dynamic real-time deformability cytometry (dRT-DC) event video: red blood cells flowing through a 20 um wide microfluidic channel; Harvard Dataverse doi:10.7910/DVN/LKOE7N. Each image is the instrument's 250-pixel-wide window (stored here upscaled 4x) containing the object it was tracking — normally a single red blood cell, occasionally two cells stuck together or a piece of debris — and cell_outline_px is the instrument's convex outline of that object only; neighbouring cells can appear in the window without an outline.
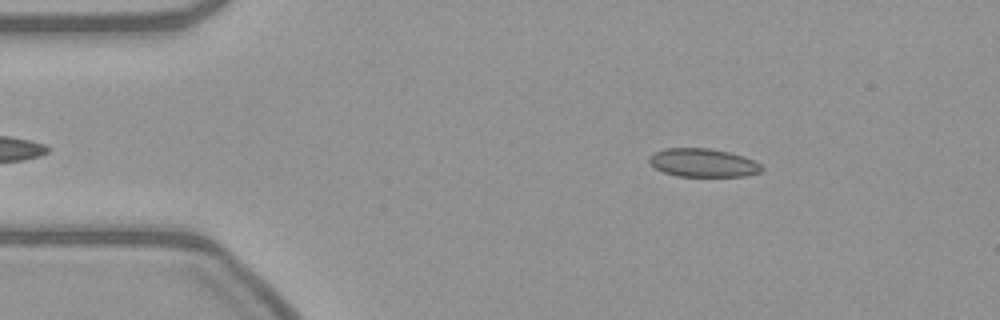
{"species": "common noctule bat (a hibernating species)", "species_latin": "Nyctalus noctula", "temperature_condition": "warm", "stored_images_in_passage": 43, "camera_frame_rate_fps": 3000, "um_per_image_px": 0.085, "animal": {"sex": "female", "body_mass_g": 21.9}, "frame": {"image": 1, "passage_image": 5, "time_ms": 1.333, "image_size_px": [1000, 320], "cell_outline_px": [[764, 168], [760, 172], [744, 176], [676, 176], [664, 172], [656, 168], [648, 160], [648, 156], [664, 148], [708, 148], [728, 152], [744, 156], [756, 160]], "centroid_in_image_um": [59.78, 13.83], "position_along_channel_um": 25.2, "area_um2": 18.61}}
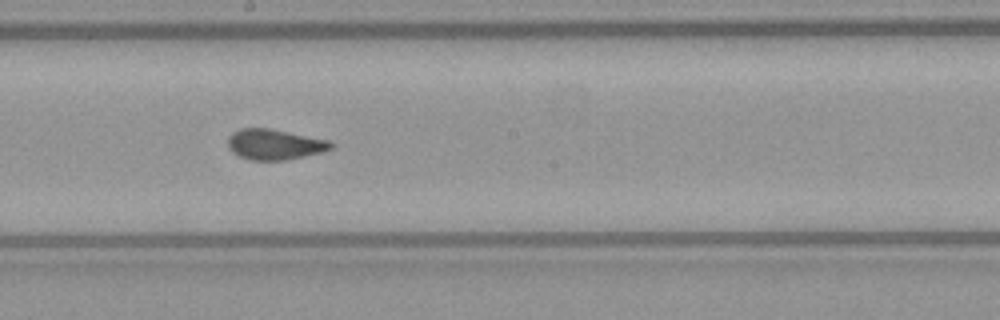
{"frame": {"image": 2, "passage_image": 26, "time_ms": 8.333, "image_size_px": [1000, 320], "cell_outline_px": [[336, 144], [332, 148], [324, 152], [288, 160], [252, 160], [240, 156], [232, 152], [228, 148], [228, 136], [232, 132], [240, 128], [268, 128], [328, 140]], "centroid_in_image_um": [23.35, 12.28], "position_along_channel_um": 224.9, "area_um2": 18.44}}
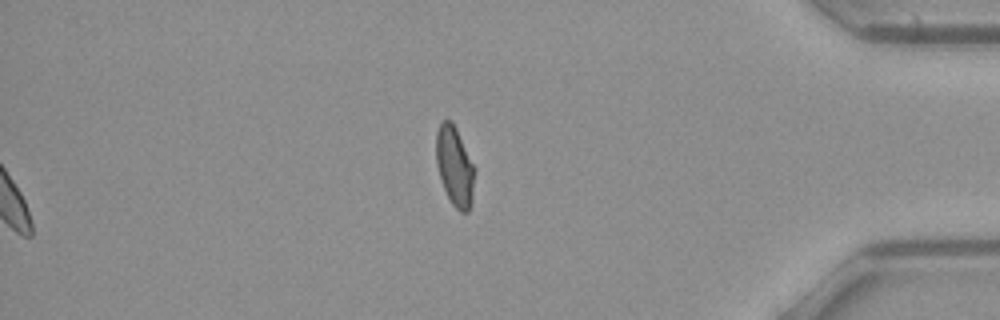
{"frame": {"image": 3, "passage_image": 43, "time_ms": 14.0, "image_size_px": [1000, 320], "cell_outline_px": [[476, 168], [472, 200], [468, 212], [460, 212], [452, 204], [444, 188], [436, 164], [436, 132], [440, 120], [452, 120]], "centroid_in_image_um": [38.66, 14.1], "position_along_channel_um": 396.5, "area_um2": 18.03}}